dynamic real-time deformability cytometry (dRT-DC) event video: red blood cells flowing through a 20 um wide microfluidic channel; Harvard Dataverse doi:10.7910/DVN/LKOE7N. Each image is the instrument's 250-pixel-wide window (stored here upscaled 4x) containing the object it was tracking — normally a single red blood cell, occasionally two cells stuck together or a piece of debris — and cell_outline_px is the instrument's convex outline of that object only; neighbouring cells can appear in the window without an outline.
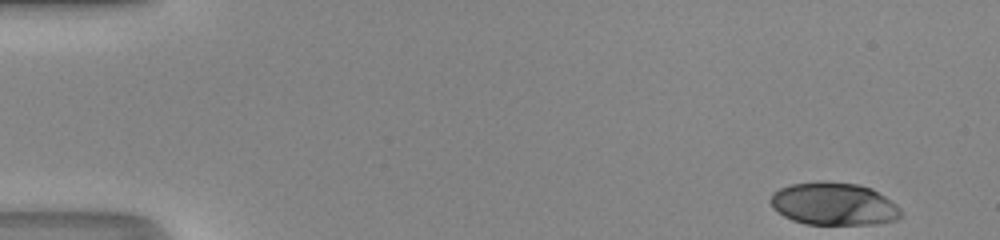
{"species": "human", "species_latin": "Homo sapiens", "temperature_condition": "room temperature", "stored_images_in_passage": 48, "camera_frame_rate_fps": 3000, "um_per_image_px": 0.085, "donor": {"sex": "male"}, "frame": {"image": 1, "passage_image": 1, "time_ms": 0.0, "image_size_px": [1000, 240], "cell_outline_px": [[900, 216], [896, 220], [876, 224], [804, 224], [792, 220], [784, 216], [772, 208], [772, 196], [780, 188], [792, 184], [816, 180], [824, 180], [856, 184], [872, 188], [896, 204], [900, 208]], "centroid_in_image_um": [70.88, 17.32], "position_along_channel_um": 14.1, "area_um2": 32.43}}
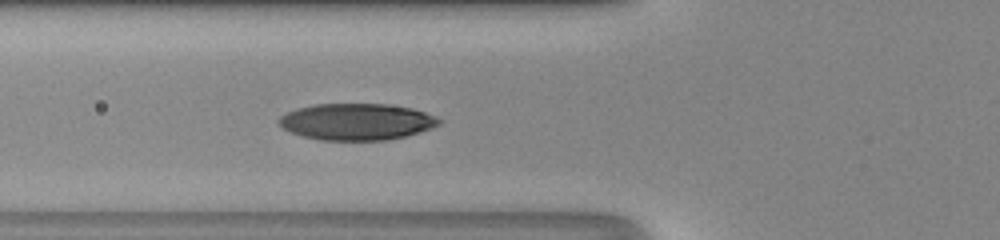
{"frame": {"image": 2, "passage_image": 17, "time_ms": 5.333, "image_size_px": [1000, 240], "cell_outline_px": [[444, 120], [440, 124], [432, 128], [420, 132], [388, 140], [320, 140], [304, 136], [292, 132], [284, 128], [276, 120], [280, 116], [296, 108], [312, 104], [388, 104], [412, 108], [436, 116]], "centroid_in_image_um": [30.34, 10.34], "position_along_channel_um": 95.5, "area_um2": 34.22}}
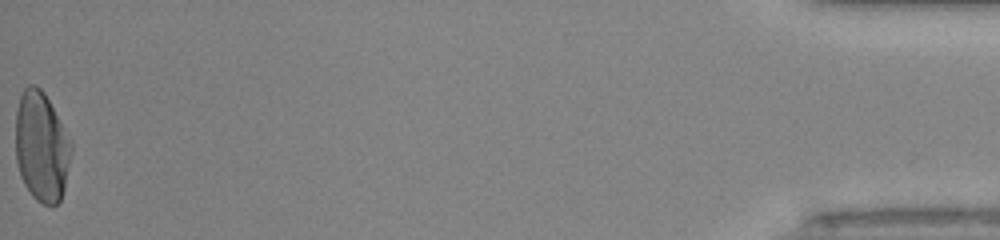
{"frame": {"image": 3, "passage_image": 48, "time_ms": 15.667, "image_size_px": [1000, 240], "cell_outline_px": [[72, 152], [64, 188], [60, 200], [52, 208], [36, 200], [32, 196], [24, 184], [20, 176], [16, 160], [16, 108], [20, 96], [24, 88], [28, 84], [36, 84], [44, 92], [72, 140]], "centroid_in_image_um": [3.53, 12.47], "position_along_channel_um": 431.7, "area_um2": 36.07}, "authors_computed_cell_mechanics": {"area_um2": 33.4373, "velocity_mm_per_s": 4.2095, "shape_relaxation_time_tau1_ms": 3.5334, "shape_relaxation_time_tau2_ms": null, "deformation_change_tau1": 0.1964, "deformation_change_tau2": null}}